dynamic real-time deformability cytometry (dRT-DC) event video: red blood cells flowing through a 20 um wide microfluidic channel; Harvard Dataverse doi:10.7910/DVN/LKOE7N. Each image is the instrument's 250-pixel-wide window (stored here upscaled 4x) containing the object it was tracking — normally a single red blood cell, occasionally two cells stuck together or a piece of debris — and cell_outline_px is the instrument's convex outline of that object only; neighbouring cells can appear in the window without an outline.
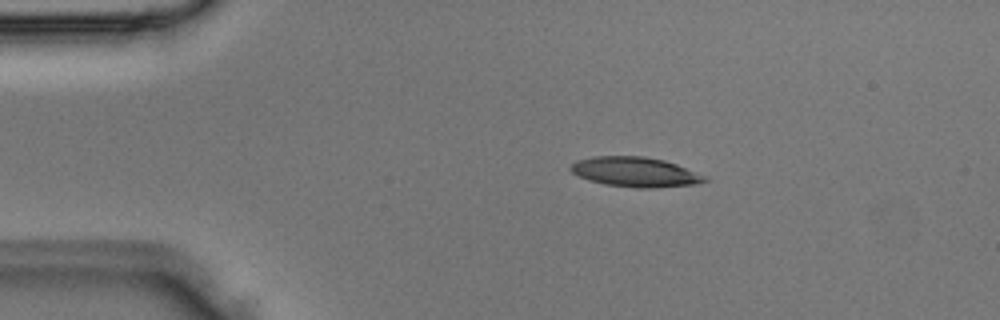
{"species": "Egyptian fruit bat (a non-hibernating species)", "species_latin": "Rousettus aegyptiacus", "temperature_condition": "room temperature", "stored_images_in_passage": 1, "camera_frame_rate_fps": 3000, "um_per_image_px": 0.085, "animal": {"sex": "male"}, "frame": {"image": 1, "passage_image": 1, "time_ms": 0.0, "image_size_px": [1000, 320], "cell_outline_px": [[708, 180], [696, 184], [656, 188], [636, 188], [604, 184], [588, 180], [572, 172], [568, 168], [576, 160], [592, 156], [644, 156], [664, 160], [676, 164], [708, 176]], "centroid_in_image_um": [54.0, 14.62], "position_along_channel_um": 31.0, "area_um2": 23.47}}